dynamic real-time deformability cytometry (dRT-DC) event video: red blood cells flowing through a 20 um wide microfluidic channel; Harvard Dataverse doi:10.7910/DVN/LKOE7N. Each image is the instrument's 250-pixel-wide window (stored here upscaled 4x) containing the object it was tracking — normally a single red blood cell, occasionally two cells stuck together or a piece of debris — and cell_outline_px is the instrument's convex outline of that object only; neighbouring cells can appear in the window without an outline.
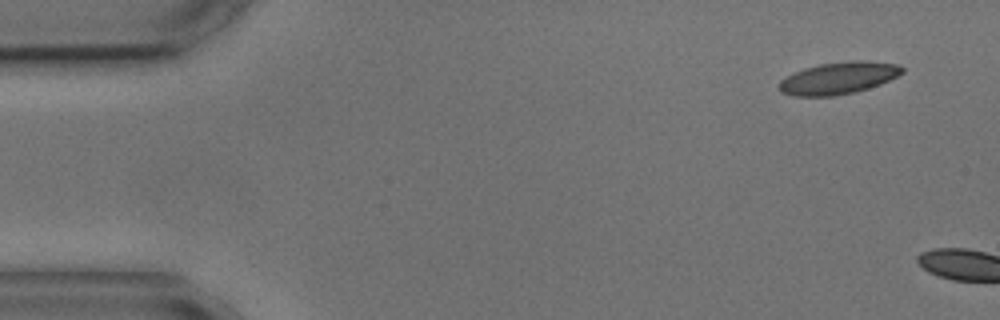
{"species": "common noctule bat (a hibernating species)", "species_latin": "Nyctalus noctula", "temperature_condition": "cold", "stored_images_in_passage": 2, "camera_frame_rate_fps": 3000, "um_per_image_px": 0.085, "animal": {"sex": "male", "body_mass_g": 17.9, "forearm_length_mm": 54.2}, "frame": {"image": 1, "passage_image": 1, "time_ms": 0.0, "image_size_px": [1000, 320], "cell_outline_px": [[904, 72], [880, 84], [868, 88], [852, 92], [832, 96], [792, 96], [780, 92], [780, 80], [804, 68], [820, 64], [856, 60], [868, 60], [900, 64], [904, 68]], "centroid_in_image_um": [71.3, 6.62], "position_along_channel_um": 13.7, "area_um2": 22.83}}